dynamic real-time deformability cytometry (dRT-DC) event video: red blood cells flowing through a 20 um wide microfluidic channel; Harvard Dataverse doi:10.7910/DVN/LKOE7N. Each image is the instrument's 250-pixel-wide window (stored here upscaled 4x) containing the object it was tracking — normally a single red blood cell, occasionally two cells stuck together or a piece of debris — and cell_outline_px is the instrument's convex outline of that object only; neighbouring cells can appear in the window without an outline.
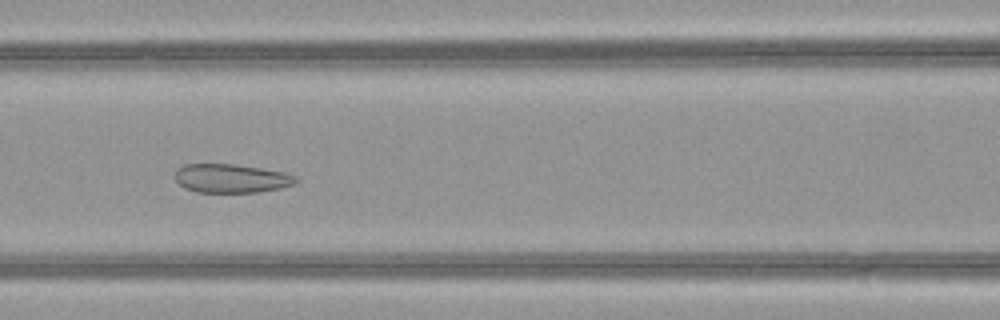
{"species": "common noctule bat (a hibernating species)", "species_latin": "Nyctalus noctula", "temperature_condition": "warm", "stored_images_in_passage": 51, "camera_frame_rate_fps": 3000, "um_per_image_px": 0.085, "animal": {"sex": "female", "body_mass_g": 21.9}, "frame": {"image": 1, "passage_image": 23, "time_ms": 7.333, "image_size_px": [1000, 320], "cell_outline_px": [[300, 180], [296, 184], [280, 188], [260, 192], [196, 192], [184, 188], [176, 180], [176, 168], [184, 164], [232, 164], [260, 168], [284, 172], [296, 176]], "centroid_in_image_um": [19.68, 15.16], "position_along_channel_um": 146.9, "area_um2": 20.35}}
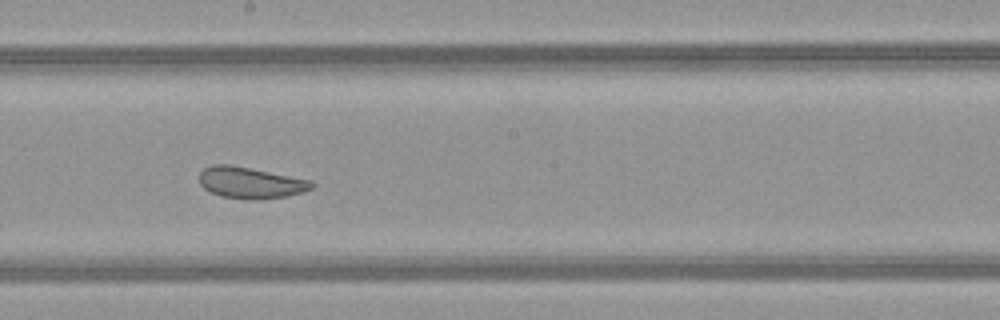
{"frame": {"image": 2, "passage_image": 29, "time_ms": 9.333, "image_size_px": [1000, 320], "cell_outline_px": [[316, 184], [312, 188], [304, 192], [288, 196], [260, 200], [244, 200], [220, 196], [204, 188], [200, 184], [200, 172], [204, 168], [212, 164], [232, 164], [312, 180]], "centroid_in_image_um": [21.32, 15.53], "position_along_channel_um": 226.9, "area_um2": 20.98}}
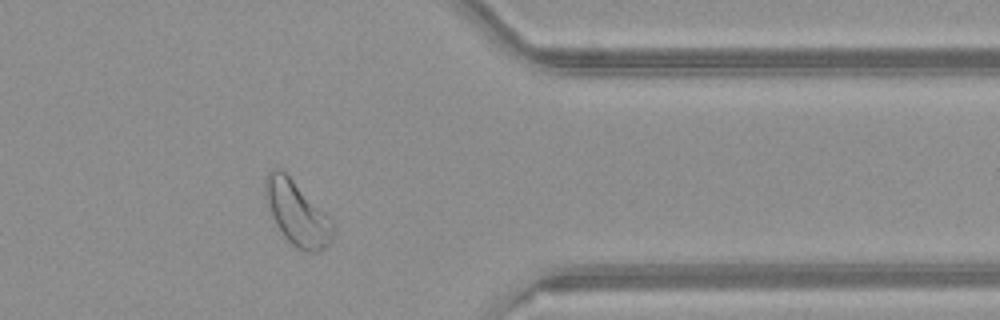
{"frame": {"image": 3, "passage_image": 42, "time_ms": 13.667, "image_size_px": [1000, 320], "cell_outline_px": [[332, 240], [324, 248], [316, 252], [304, 252], [292, 244], [284, 236], [276, 224], [272, 216], [264, 196], [264, 180], [268, 172], [272, 168], [280, 168], [332, 220]], "centroid_in_image_um": [25.2, 18.12], "position_along_channel_um": 386.2, "area_um2": 24.74}, "authors_computed_cell_mechanics": {"area_um2": 26.7036, "velocity_mm_per_s": 4.0069, "shape_relaxation_time_tau1_ms": null, "shape_relaxation_time_tau2_ms": 1.9413, "deformation_change_tau1": null, "deformation_change_tau2": 0.0866}}